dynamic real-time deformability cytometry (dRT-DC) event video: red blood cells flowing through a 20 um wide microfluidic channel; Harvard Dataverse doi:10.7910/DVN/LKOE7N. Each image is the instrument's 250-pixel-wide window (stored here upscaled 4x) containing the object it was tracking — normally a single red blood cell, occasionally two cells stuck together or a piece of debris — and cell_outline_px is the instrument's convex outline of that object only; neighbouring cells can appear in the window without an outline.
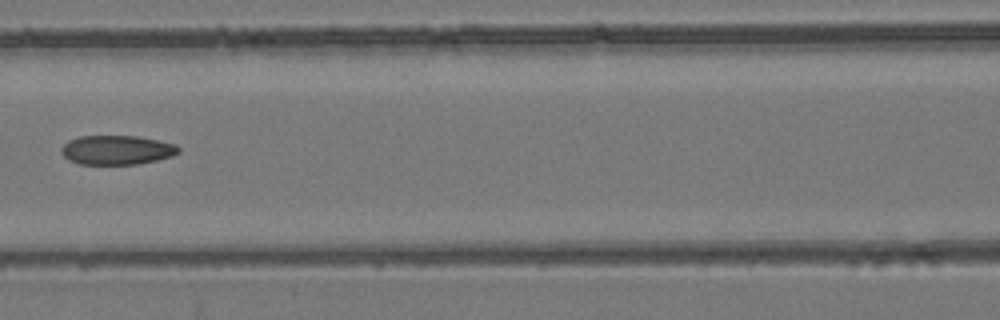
{"species": "common noctule bat (a hibernating species)", "species_latin": "Nyctalus noctula", "temperature_condition": "room temperature", "stored_images_in_passage": 7, "camera_frame_rate_fps": 3000, "um_per_image_px": 0.085, "animal": {"sex": "female", "body_mass_g": 24.6, "forearm_length_mm": 56.2}, "frame": {"image": 1, "passage_image": 7, "time_ms": 2.0, "image_size_px": [1000, 320], "cell_outline_px": [[180, 152], [172, 156], [156, 160], [136, 164], [80, 164], [68, 160], [60, 152], [60, 148], [68, 140], [80, 136], [136, 136], [176, 144], [180, 148]], "centroid_in_image_um": [9.91, 12.75], "position_along_channel_um": 156.7, "area_um2": 20.0}}